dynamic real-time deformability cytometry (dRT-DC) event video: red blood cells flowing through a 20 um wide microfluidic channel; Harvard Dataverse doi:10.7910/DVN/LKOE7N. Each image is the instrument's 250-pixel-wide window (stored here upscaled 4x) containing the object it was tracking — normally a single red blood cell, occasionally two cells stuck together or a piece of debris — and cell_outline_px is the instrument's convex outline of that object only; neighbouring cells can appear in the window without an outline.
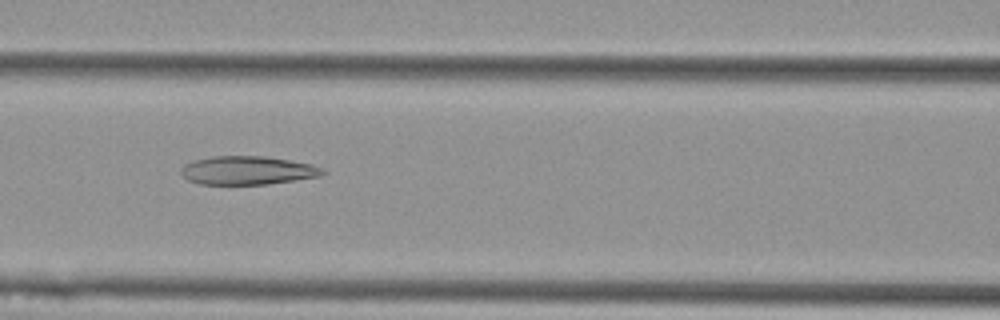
{"species": "Egyptian fruit bat (a non-hibernating species)", "species_latin": "Rousettus aegyptiacus", "temperature_condition": "cold", "stored_images_in_passage": 8, "camera_frame_rate_fps": 3000, "um_per_image_px": 0.085, "animal": {"sex": "female"}, "frame": {"image": 1, "passage_image": 7, "time_ms": 2.0, "image_size_px": [1000, 320], "cell_outline_px": [[328, 172], [320, 176], [268, 184], [200, 184], [188, 180], [180, 172], [180, 168], [184, 164], [192, 160], [212, 156], [264, 156], [312, 164], [324, 168]], "centroid_in_image_um": [21.04, 14.48], "position_along_channel_um": 145.6, "area_um2": 23.64}}
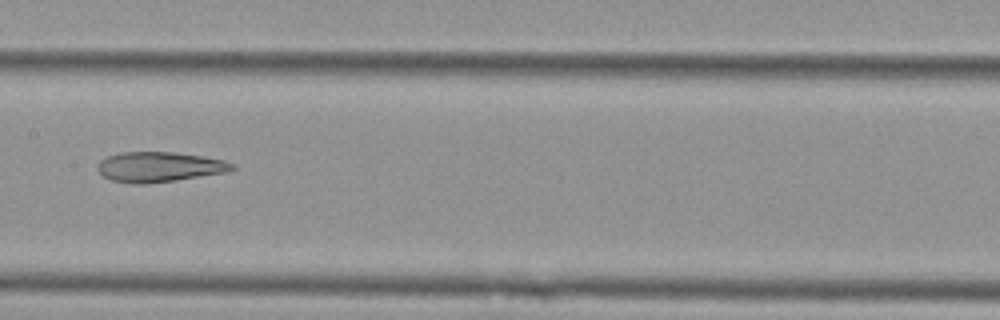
{"frame": {"image": 2, "passage_image": 8, "time_ms": 2.333, "image_size_px": [1000, 320], "cell_outline_px": [[236, 168], [228, 172], [176, 180], [144, 184], [132, 184], [112, 180], [104, 176], [96, 168], [96, 164], [100, 160], [108, 156], [120, 152], [172, 152], [200, 156], [224, 160], [236, 164]], "centroid_in_image_um": [13.54, 14.19], "position_along_channel_um": 193.9, "area_um2": 23.64}}